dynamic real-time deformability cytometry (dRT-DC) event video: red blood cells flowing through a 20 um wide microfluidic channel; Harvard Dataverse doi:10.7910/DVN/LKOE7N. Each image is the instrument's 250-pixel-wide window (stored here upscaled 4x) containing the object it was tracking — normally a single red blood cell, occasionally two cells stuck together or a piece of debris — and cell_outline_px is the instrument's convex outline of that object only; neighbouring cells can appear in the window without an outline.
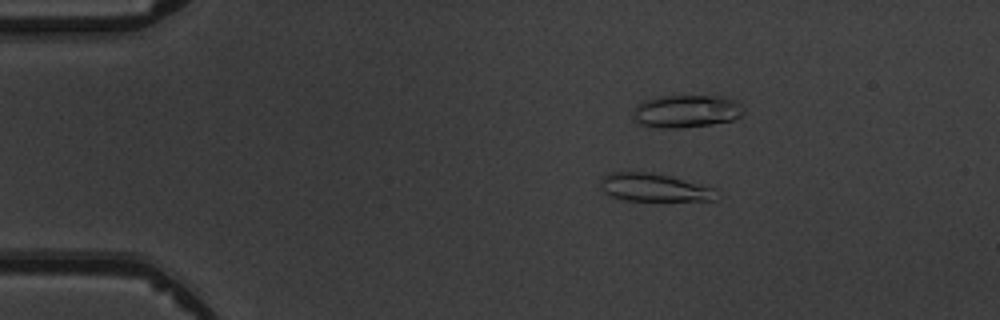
{"species": "common noctule bat (a hibernating species)", "species_latin": "Nyctalus noctula", "temperature_condition": "warm", "stored_images_in_passage": 5, "camera_frame_rate_fps": 3000, "um_per_image_px": 0.085, "animal": {"sex": "male", "body_mass_g": 19.5, "forearm_length_mm": 54.6}, "frame": {"image": 1, "passage_image": 3, "time_ms": 2.333, "image_size_px": [1000, 320], "cell_outline_px": [[720, 196], [716, 200], [624, 200], [612, 196], [604, 192], [600, 188], [600, 180], [608, 172], [652, 172], [668, 176], [712, 188]], "centroid_in_image_um": [55.54, 15.94], "position_along_channel_um": 29.5, "area_um2": 18.61}}